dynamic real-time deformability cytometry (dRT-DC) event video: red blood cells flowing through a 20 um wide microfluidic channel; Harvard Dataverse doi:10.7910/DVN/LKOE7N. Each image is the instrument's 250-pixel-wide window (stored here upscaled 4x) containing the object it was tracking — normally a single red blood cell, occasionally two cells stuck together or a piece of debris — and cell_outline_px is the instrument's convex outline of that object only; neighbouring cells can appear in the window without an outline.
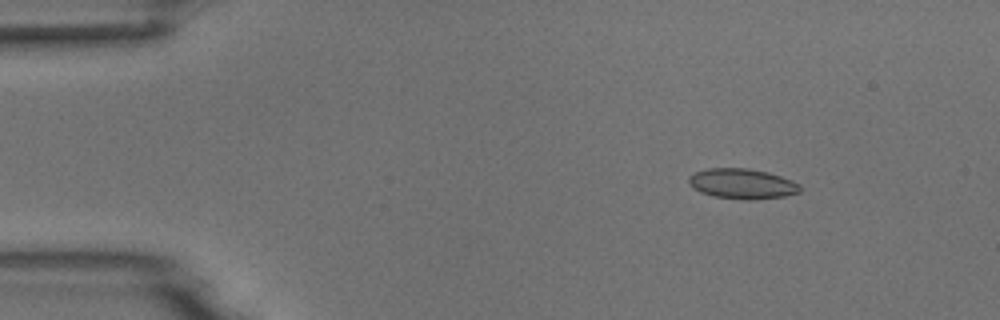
{"species": "common noctule bat (a hibernating species)", "species_latin": "Nyctalus noctula", "temperature_condition": "room temperature", "stored_images_in_passage": 7, "camera_frame_rate_fps": 3000, "um_per_image_px": 0.085, "animal": {"sex": "male", "body_mass_g": 18.8}, "frame": {"image": 1, "passage_image": 2, "time_ms": 2.0, "image_size_px": [1000, 320], "cell_outline_px": [[800, 192], [784, 196], [752, 200], [748, 200], [712, 196], [700, 192], [688, 184], [688, 176], [696, 172], [708, 168], [748, 168], [768, 172], [780, 176], [800, 184]], "centroid_in_image_um": [63.06, 15.62], "position_along_channel_um": 21.9, "area_um2": 19.59}}
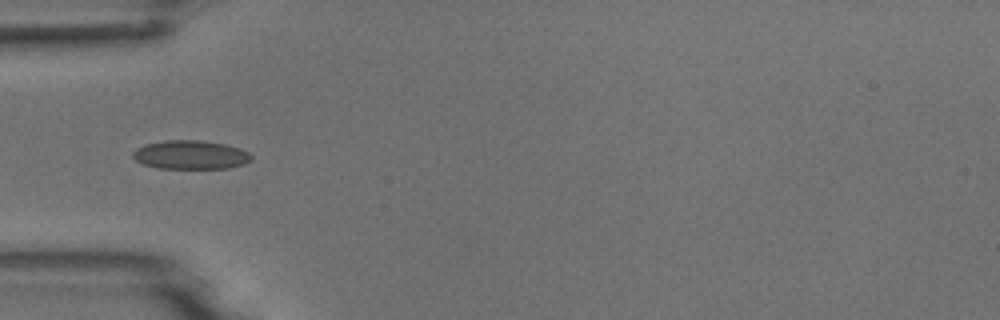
{"frame": {"image": 2, "passage_image": 5, "time_ms": 5.333, "image_size_px": [1000, 320], "cell_outline_px": [[252, 160], [244, 164], [228, 168], [160, 168], [144, 164], [136, 160], [132, 156], [132, 152], [136, 148], [144, 144], [164, 140], [200, 140], [224, 144], [240, 148], [248, 152], [252, 156]], "centroid_in_image_um": [16.2, 13.15], "position_along_channel_um": 68.8, "area_um2": 19.88}}